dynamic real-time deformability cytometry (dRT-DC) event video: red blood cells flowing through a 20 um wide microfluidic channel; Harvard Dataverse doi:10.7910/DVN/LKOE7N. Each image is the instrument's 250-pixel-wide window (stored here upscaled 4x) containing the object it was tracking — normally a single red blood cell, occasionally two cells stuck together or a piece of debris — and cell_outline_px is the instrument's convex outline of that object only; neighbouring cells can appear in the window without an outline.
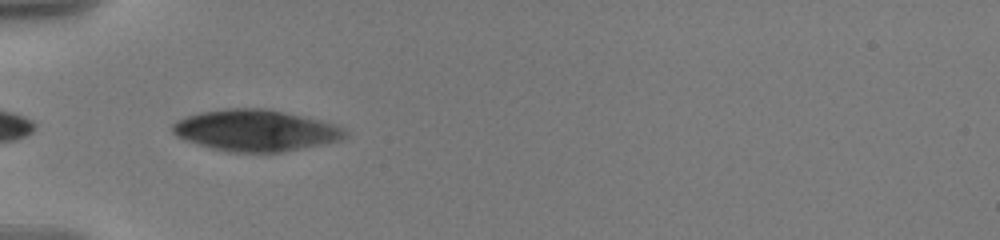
{"species": "human", "species_latin": "Homo sapiens", "temperature_condition": "warm", "stored_images_in_passage": 7, "camera_frame_rate_fps": 3000, "um_per_image_px": 0.085, "donor": {"sex": "male"}, "frame": {"image": 1, "passage_image": 1, "time_ms": 0.0, "image_size_px": [1000, 240], "cell_outline_px": [[348, 136], [344, 140], [280, 152], [224, 152], [176, 136], [172, 132], [172, 124], [176, 120], [200, 112], [224, 108], [268, 108], [320, 120], [344, 128], [348, 132]], "centroid_in_image_um": [21.75, 11.08], "position_along_channel_um": 63.3, "area_um2": 41.67}}
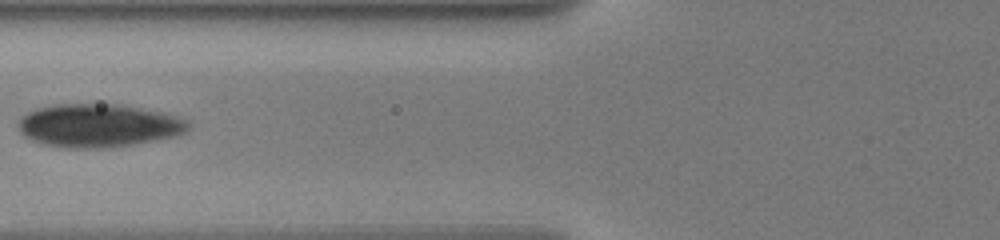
{"frame": {"image": 2, "passage_image": 4, "time_ms": 1.667, "image_size_px": [1000, 240], "cell_outline_px": [[188, 128], [180, 136], [136, 144], [104, 148], [64, 148], [44, 144], [32, 140], [24, 136], [20, 132], [16, 124], [20, 116], [36, 108], [52, 104], [124, 104], [168, 112], [180, 116], [188, 120]], "centroid_in_image_um": [8.4, 10.66], "position_along_channel_um": 117.4, "area_um2": 43.81}}
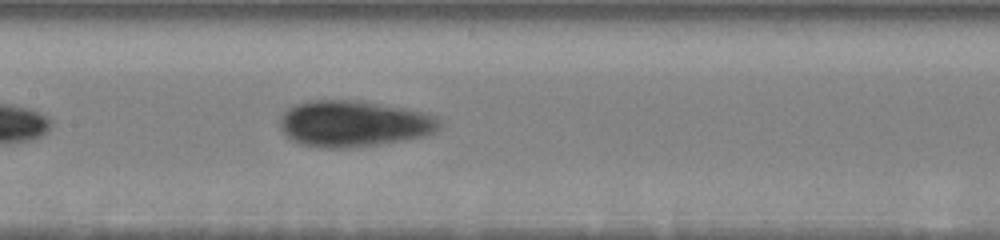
{"frame": {"image": 3, "passage_image": 7, "time_ms": 3.333, "image_size_px": [1000, 240], "cell_outline_px": [[440, 128], [436, 132], [424, 136], [380, 144], [352, 148], [320, 148], [300, 144], [292, 140], [280, 128], [280, 120], [284, 112], [288, 108], [296, 104], [308, 100], [364, 100], [408, 108], [436, 116], [440, 120]], "centroid_in_image_um": [30.09, 10.5], "position_along_channel_um": 177.3, "area_um2": 43.47}}